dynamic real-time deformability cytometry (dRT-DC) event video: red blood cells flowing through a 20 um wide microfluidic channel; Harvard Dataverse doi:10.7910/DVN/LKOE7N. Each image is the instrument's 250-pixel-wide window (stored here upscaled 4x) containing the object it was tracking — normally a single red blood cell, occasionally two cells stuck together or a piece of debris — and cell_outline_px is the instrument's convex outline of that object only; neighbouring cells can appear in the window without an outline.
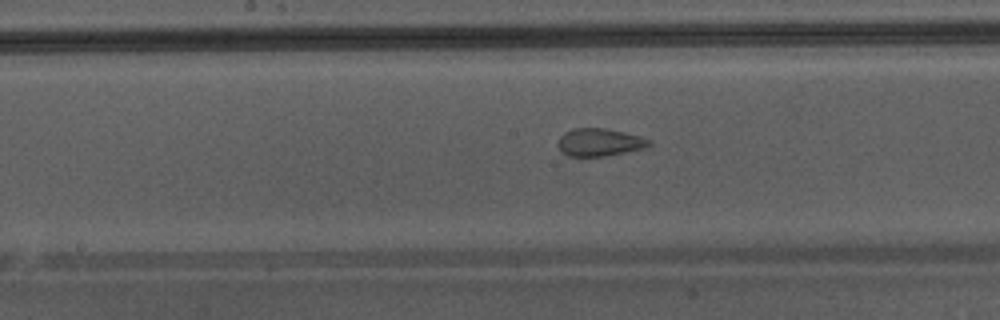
{"species": "Egyptian fruit bat (a non-hibernating species)", "species_latin": "Rousettus aegyptiacus", "temperature_condition": "warm", "stored_images_in_passage": 42, "segment_of_instrument_passage": [2, 2], "camera_frame_rate_fps": 3000, "um_per_image_px": 0.085, "animal": {"sex": "male"}, "frame": {"image": 1, "passage_image": 28, "time_ms": 9.0, "image_size_px": [1000, 320], "cell_outline_px": [[652, 144], [644, 148], [604, 156], [568, 156], [560, 148], [560, 136], [564, 132], [572, 128], [604, 128], [624, 132], [640, 136], [652, 140]], "centroid_in_image_um": [51.0, 12.08], "position_along_channel_um": 197.2, "area_um2": 14.51}}
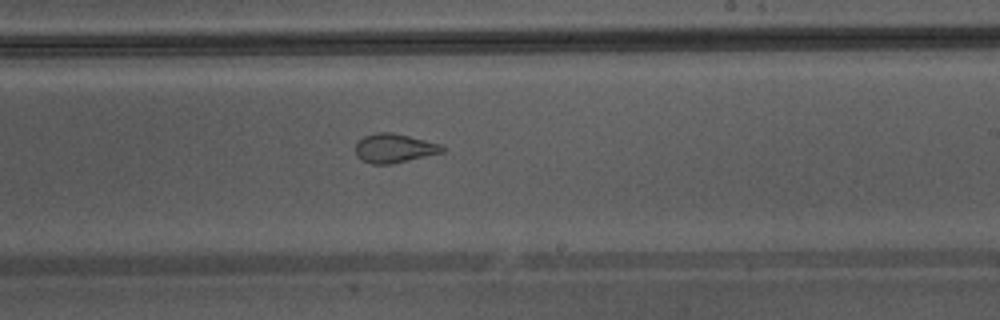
{"frame": {"image": 2, "passage_image": 32, "time_ms": 10.333, "image_size_px": [1000, 320], "cell_outline_px": [[444, 152], [392, 164], [372, 164], [356, 156], [356, 144], [364, 136], [376, 132], [392, 132], [440, 144], [444, 148]], "centroid_in_image_um": [33.5, 12.6], "position_along_channel_um": 255.5, "area_um2": 14.51}}
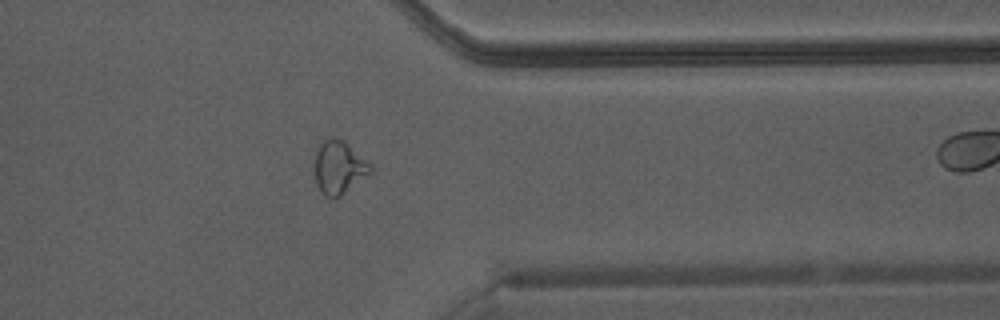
{"frame": {"image": 3, "passage_image": 41, "time_ms": 13.333, "image_size_px": [1000, 320], "cell_outline_px": [[372, 172], [340, 196], [328, 196], [320, 192], [316, 184], [316, 148], [324, 140], [344, 140], [372, 164]], "centroid_in_image_um": [28.84, 14.23], "position_along_channel_um": 382.6, "area_um2": 16.88}}